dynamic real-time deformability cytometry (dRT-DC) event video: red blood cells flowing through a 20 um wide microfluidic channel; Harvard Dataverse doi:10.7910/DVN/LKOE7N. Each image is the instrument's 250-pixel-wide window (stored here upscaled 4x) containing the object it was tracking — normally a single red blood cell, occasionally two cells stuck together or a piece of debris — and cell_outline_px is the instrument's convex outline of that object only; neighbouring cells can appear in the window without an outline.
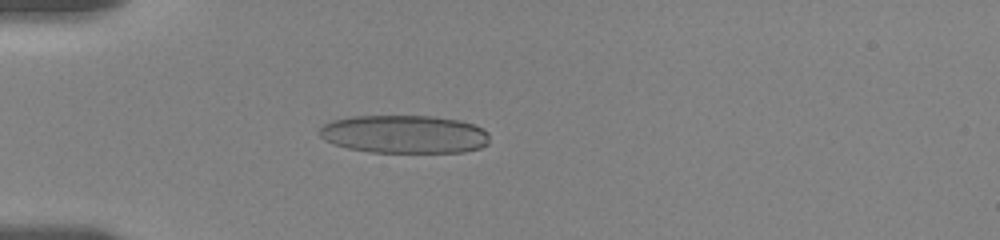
{"species": "human", "species_latin": "Homo sapiens", "temperature_condition": "room temperature", "stored_images_in_passage": 51, "camera_frame_rate_fps": 3000, "um_per_image_px": 0.085, "donor": {"sex": "female"}, "frame": {"image": 1, "passage_image": 2, "time_ms": 0.333, "image_size_px": [1000, 240], "cell_outline_px": [[488, 144], [480, 148], [464, 152], [368, 152], [348, 148], [332, 144], [324, 140], [320, 136], [320, 128], [324, 124], [332, 120], [352, 116], [432, 116], [460, 120], [472, 124], [488, 132]], "centroid_in_image_um": [34.35, 11.41], "position_along_channel_um": 50.7, "area_um2": 37.92}}
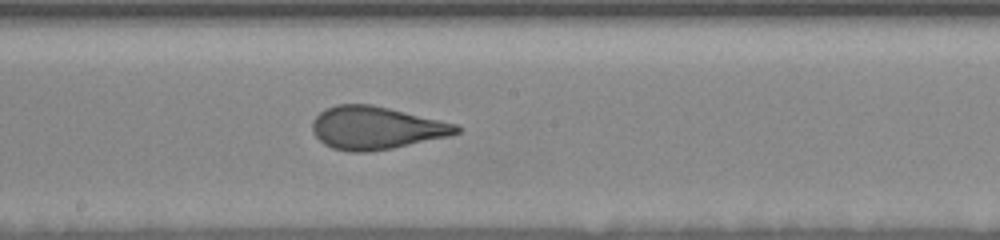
{"frame": {"image": 2, "passage_image": 24, "time_ms": 5.333, "image_size_px": [1000, 240], "cell_outline_px": [[464, 128], [460, 132], [448, 136], [392, 148], [368, 152], [348, 152], [332, 148], [324, 144], [312, 132], [312, 120], [324, 108], [336, 104], [372, 104], [456, 124]], "centroid_in_image_um": [31.93, 10.87], "position_along_channel_um": 216.3, "area_um2": 35.95}}
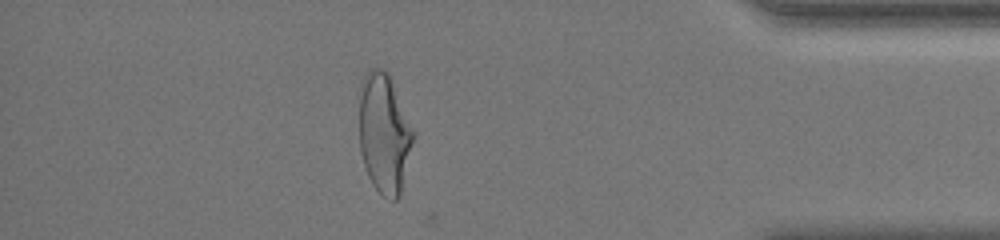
{"frame": {"image": 3, "passage_image": 45, "time_ms": 11.333, "image_size_px": [1000, 240], "cell_outline_px": [[412, 140], [400, 196], [396, 200], [392, 200], [384, 196], [372, 184], [368, 176], [360, 152], [356, 96], [360, 80], [372, 68], [384, 68], [388, 72], [412, 132]], "centroid_in_image_um": [32.54, 11.28], "position_along_channel_um": 402.7, "area_um2": 37.69}, "authors_computed_cell_mechanics": {"area_um2": 36.414, "velocity_mm_per_s": 3.6324, "shape_relaxation_time_tau1_ms": 5.3972, "shape_relaxation_time_tau2_ms": 0.8173, "deformation_change_tau1": 0.1947, "deformation_change_tau2": 0.0858}}